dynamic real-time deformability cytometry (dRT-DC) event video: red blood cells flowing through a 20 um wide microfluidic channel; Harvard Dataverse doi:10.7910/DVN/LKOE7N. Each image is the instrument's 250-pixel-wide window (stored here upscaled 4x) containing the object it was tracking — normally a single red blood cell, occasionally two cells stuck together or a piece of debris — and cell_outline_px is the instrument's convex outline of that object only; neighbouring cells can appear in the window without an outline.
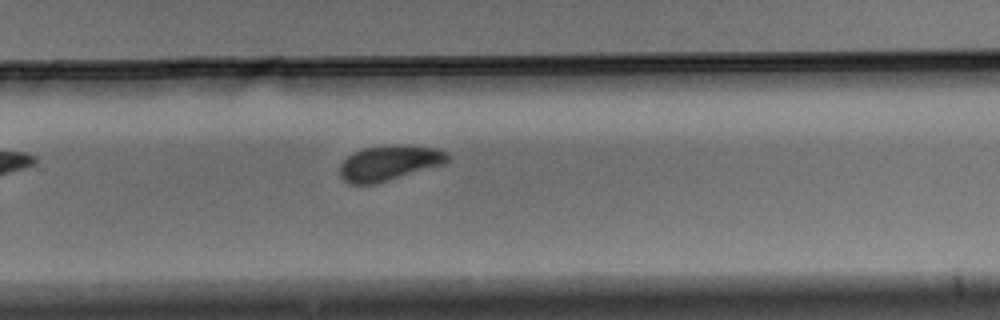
{"species": "Egyptian fruit bat (a non-hibernating species)", "species_latin": "Rousettus aegyptiacus", "temperature_condition": "warm", "stored_images_in_passage": 10, "camera_frame_rate_fps": 3000, "um_per_image_px": 0.085, "animal": {"sex": "male"}, "frame": {"image": 1, "passage_image": 10, "time_ms": 3.0, "image_size_px": [1000, 320], "cell_outline_px": [[448, 160], [444, 164], [372, 184], [352, 184], [344, 180], [340, 176], [340, 164], [352, 152], [364, 148], [392, 144], [408, 144], [436, 148], [448, 152]], "centroid_in_image_um": [33.08, 13.82], "position_along_channel_um": 296.7, "area_um2": 22.02}}